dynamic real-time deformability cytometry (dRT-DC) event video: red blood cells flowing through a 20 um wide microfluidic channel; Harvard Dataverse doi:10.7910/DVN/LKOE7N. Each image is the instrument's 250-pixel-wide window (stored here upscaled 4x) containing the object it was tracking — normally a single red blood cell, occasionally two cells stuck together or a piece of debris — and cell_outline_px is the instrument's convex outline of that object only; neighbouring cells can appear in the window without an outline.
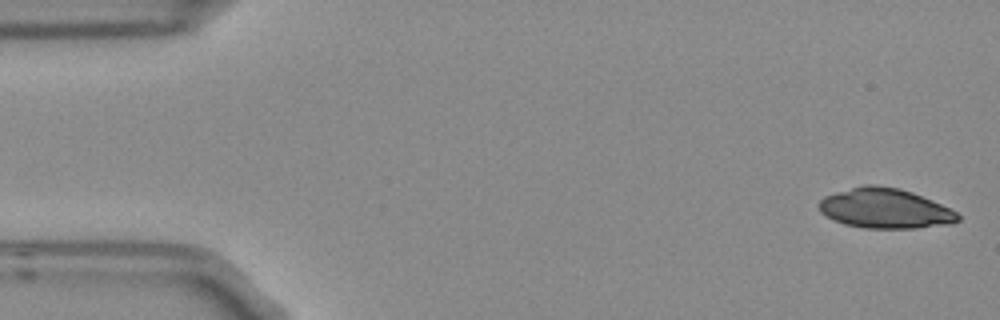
{"species": "Egyptian fruit bat (a non-hibernating species)", "species_latin": "Rousettus aegyptiacus", "temperature_condition": "room temperature", "stored_images_in_passage": 6, "camera_frame_rate_fps": 3000, "um_per_image_px": 0.085, "frame": {"image": 1, "passage_image": 6, "time_ms": 1.667, "image_size_px": [1000, 320], "cell_outline_px": [[960, 220], [952, 224], [916, 228], [864, 228], [844, 224], [820, 212], [820, 200], [824, 196], [836, 192], [864, 184], [876, 184], [900, 188], [912, 192], [932, 200], [956, 212], [960, 216]], "centroid_in_image_um": [75.25, 17.71], "position_along_channel_um": 9.8, "area_um2": 32.25}}